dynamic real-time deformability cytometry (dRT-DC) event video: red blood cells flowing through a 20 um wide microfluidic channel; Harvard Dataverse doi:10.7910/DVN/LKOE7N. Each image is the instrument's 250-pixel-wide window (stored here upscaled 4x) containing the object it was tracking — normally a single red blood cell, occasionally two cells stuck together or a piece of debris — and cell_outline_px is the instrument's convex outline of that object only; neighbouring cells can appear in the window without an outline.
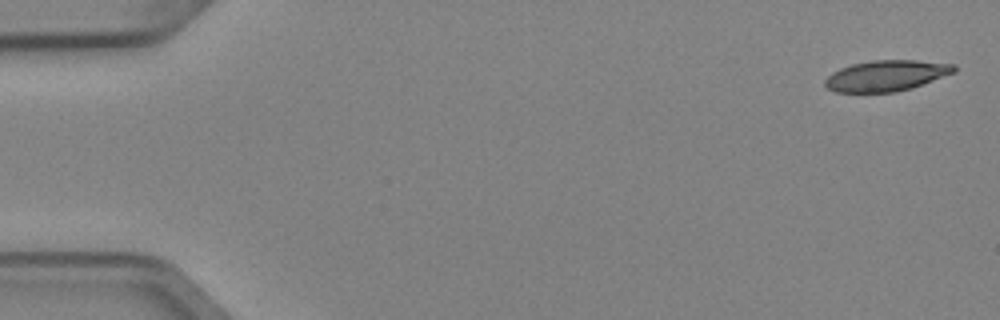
{"species": "Egyptian fruit bat (a non-hibernating species)", "species_latin": "Rousettus aegyptiacus", "temperature_condition": "cold", "stored_images_in_passage": 5, "camera_frame_rate_fps": 3000, "um_per_image_px": 0.085, "animal": {"sex": "female"}, "frame": {"image": 1, "passage_image": 1, "time_ms": 0.0, "image_size_px": [1000, 320], "cell_outline_px": [[956, 72], [912, 88], [896, 92], [836, 92], [828, 88], [824, 84], [824, 80], [832, 72], [840, 68], [852, 64], [872, 60], [916, 60], [956, 64]], "centroid_in_image_um": [75.35, 6.43], "position_along_channel_um": 9.6, "area_um2": 23.29}}
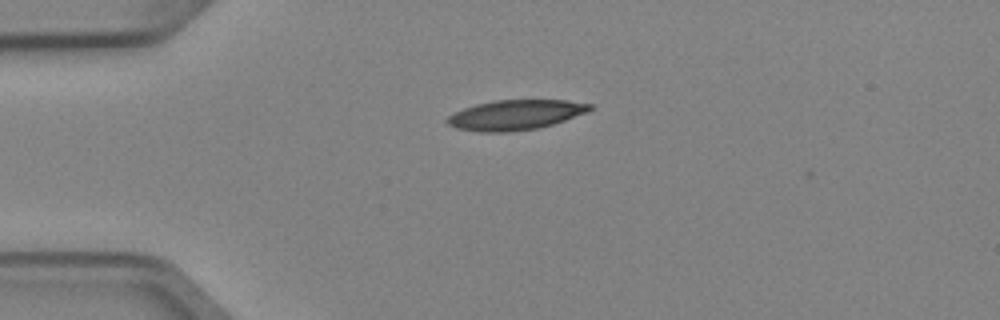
{"frame": {"image": 2, "passage_image": 4, "time_ms": 1.0, "image_size_px": [1000, 320], "cell_outline_px": [[592, 108], [588, 112], [552, 124], [536, 128], [508, 132], [480, 132], [456, 128], [448, 124], [444, 120], [448, 116], [464, 108], [476, 104], [492, 100], [568, 100], [592, 104]], "centroid_in_image_um": [43.8, 9.76], "position_along_channel_um": 41.2, "area_um2": 24.85}}